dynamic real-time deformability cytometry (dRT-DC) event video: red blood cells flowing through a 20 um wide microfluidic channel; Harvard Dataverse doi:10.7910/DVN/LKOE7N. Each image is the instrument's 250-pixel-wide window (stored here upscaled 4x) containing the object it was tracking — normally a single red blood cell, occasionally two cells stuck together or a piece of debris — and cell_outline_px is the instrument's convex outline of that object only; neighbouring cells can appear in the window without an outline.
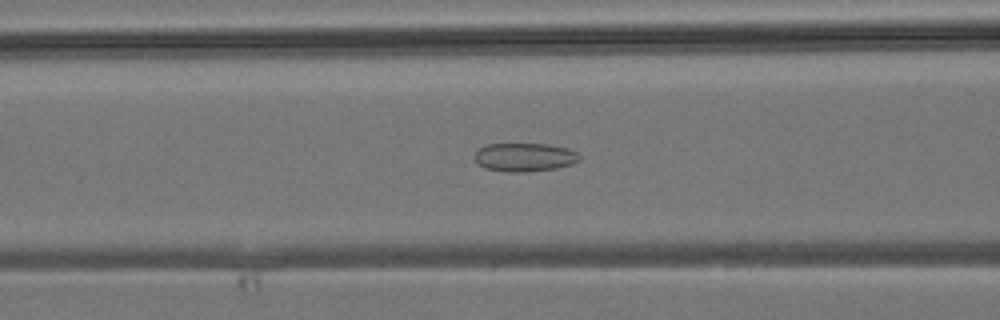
{"species": "common noctule bat (a hibernating species)", "species_latin": "Nyctalus noctula", "temperature_condition": "room temperature", "stored_images_in_passage": 42, "camera_frame_rate_fps": 3000, "um_per_image_px": 0.085, "animal": {"sex": "male", "body_mass_g": 19.2, "forearm_length_mm": 51.8}, "frame": {"image": 1, "passage_image": 17, "time_ms": 5.333, "image_size_px": [1000, 320], "cell_outline_px": [[580, 160], [572, 164], [556, 168], [524, 172], [508, 172], [484, 168], [472, 156], [480, 148], [488, 144], [548, 144], [568, 148], [576, 152], [580, 156]], "centroid_in_image_um": [44.6, 13.36], "position_along_channel_um": 122.0, "area_um2": 17.4}}
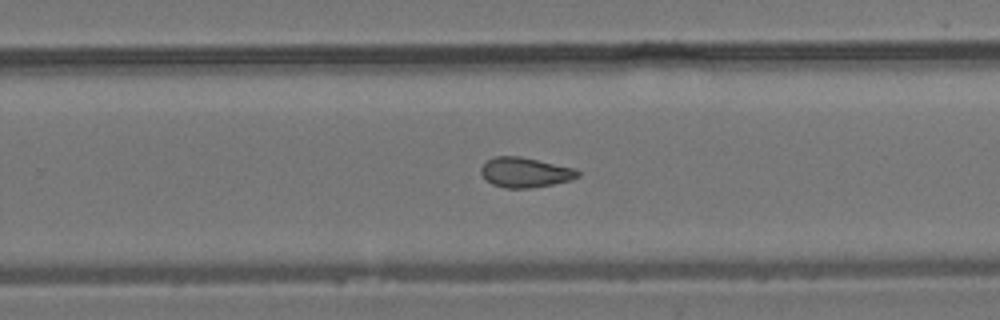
{"frame": {"image": 2, "passage_image": 27, "time_ms": 8.667, "image_size_px": [1000, 320], "cell_outline_px": [[580, 176], [572, 180], [532, 188], [504, 188], [492, 184], [480, 172], [480, 168], [488, 160], [496, 156], [520, 156], [576, 168], [580, 172]], "centroid_in_image_um": [44.68, 14.65], "position_along_channel_um": 285.1, "area_um2": 16.94}}
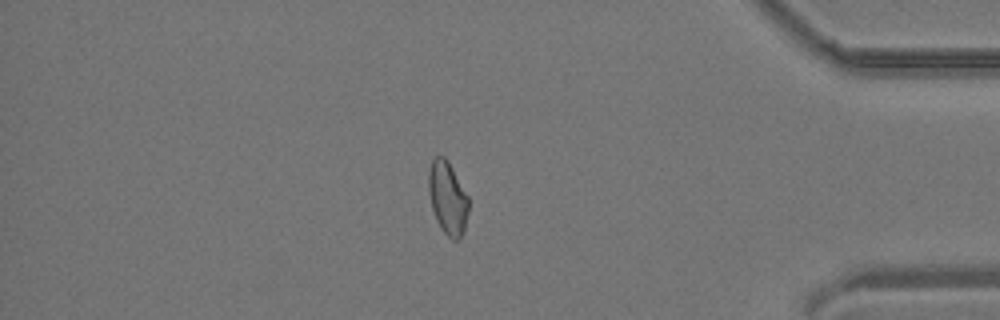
{"frame": {"image": 3, "passage_image": 36, "time_ms": 11.667, "image_size_px": [1000, 320], "cell_outline_px": [[468, 212], [464, 232], [456, 240], [452, 240], [440, 228], [436, 220], [432, 208], [428, 188], [428, 172], [432, 160], [436, 156], [444, 156], [448, 160], [468, 196]], "centroid_in_image_um": [38.04, 16.82], "position_along_channel_um": 397.2, "area_um2": 16.99}}